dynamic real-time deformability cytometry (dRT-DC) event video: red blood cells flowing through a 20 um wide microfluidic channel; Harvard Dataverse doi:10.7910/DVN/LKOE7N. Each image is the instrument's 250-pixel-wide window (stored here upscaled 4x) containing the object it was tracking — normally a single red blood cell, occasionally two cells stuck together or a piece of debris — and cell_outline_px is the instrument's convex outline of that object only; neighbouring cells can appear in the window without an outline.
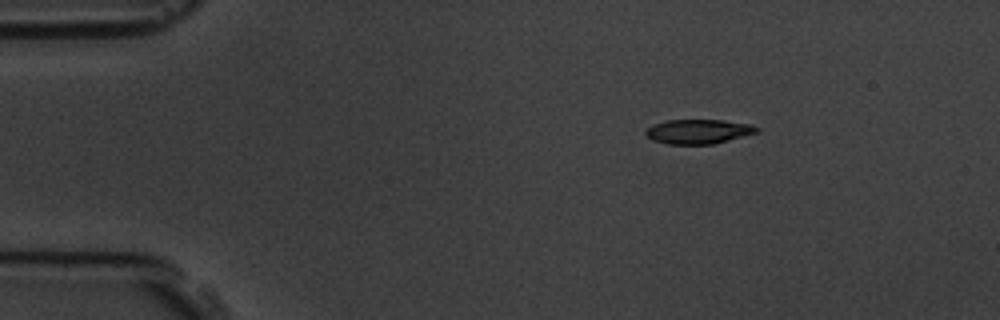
{"species": "common noctule bat (a hibernating species)", "species_latin": "Nyctalus noctula", "temperature_condition": "room temperature", "stored_images_in_passage": 2, "camera_frame_rate_fps": 3000, "um_per_image_px": 0.085, "animal": {"sex": "male", "body_mass_g": 19.5, "forearm_length_mm": 54.6}, "frame": {"image": 1, "passage_image": 1, "time_ms": 0.0, "image_size_px": [1000, 320], "cell_outline_px": [[760, 132], [712, 144], [668, 144], [652, 140], [644, 132], [652, 124], [668, 120], [724, 120], [752, 124], [760, 128]], "centroid_in_image_um": [59.39, 11.17], "position_along_channel_um": 25.6, "area_um2": 15.9}}